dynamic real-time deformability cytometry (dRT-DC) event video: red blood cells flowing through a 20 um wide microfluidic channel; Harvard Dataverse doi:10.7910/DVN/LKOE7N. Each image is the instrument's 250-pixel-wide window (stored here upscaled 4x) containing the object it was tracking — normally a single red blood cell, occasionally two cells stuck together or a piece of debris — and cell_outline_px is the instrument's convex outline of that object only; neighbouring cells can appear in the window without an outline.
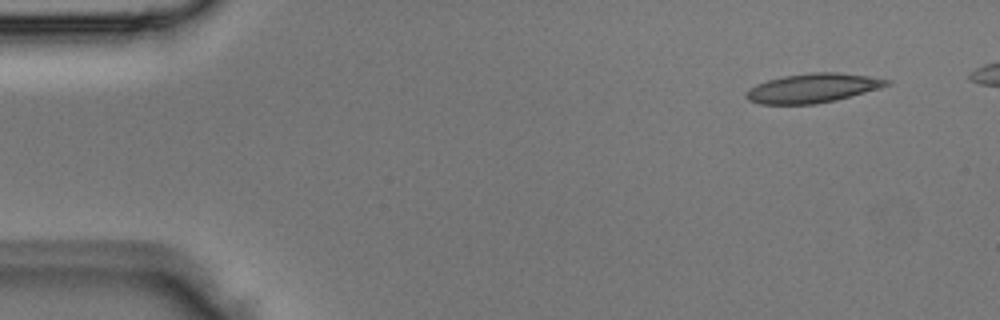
{"species": "Egyptian fruit bat (a non-hibernating species)", "species_latin": "Rousettus aegyptiacus", "temperature_condition": "room temperature", "stored_images_in_passage": 4, "camera_frame_rate_fps": 3000, "um_per_image_px": 0.085, "animal": {"sex": "male"}, "frame": {"image": 1, "passage_image": 1, "time_ms": 0.0, "image_size_px": [1000, 320], "cell_outline_px": [[892, 84], [880, 88], [836, 100], [816, 104], [760, 104], [748, 100], [744, 96], [744, 92], [748, 88], [756, 84], [768, 80], [784, 76], [812, 72], [836, 72], [868, 76], [892, 80]], "centroid_in_image_um": [69.07, 7.49], "position_along_channel_um": 15.9, "area_um2": 24.04}}